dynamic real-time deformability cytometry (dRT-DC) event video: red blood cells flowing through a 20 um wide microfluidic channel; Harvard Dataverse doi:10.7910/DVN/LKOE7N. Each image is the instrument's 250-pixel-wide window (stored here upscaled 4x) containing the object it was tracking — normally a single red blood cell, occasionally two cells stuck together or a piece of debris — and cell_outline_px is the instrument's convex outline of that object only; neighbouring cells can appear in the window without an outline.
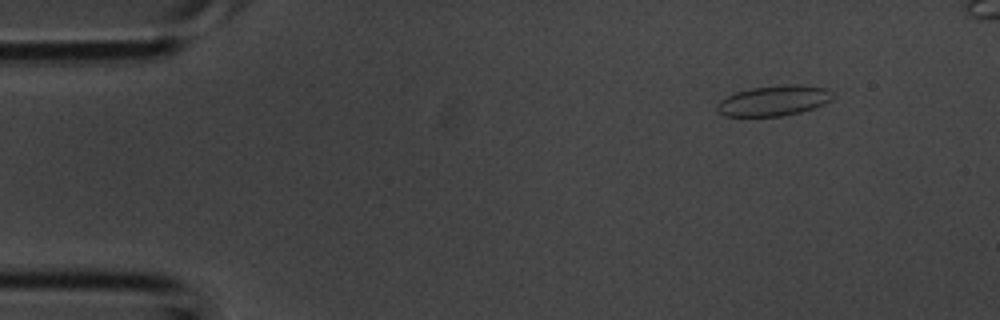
{"species": "common noctule bat (a hibernating species)", "species_latin": "Nyctalus noctula", "temperature_condition": "room temperature", "stored_images_in_passage": 38, "camera_frame_rate_fps": 3000, "um_per_image_px": 0.085, "animal": {"sex": "male", "body_mass_g": 20.1, "forearm_length_mm": 53.5}, "frame": {"image": 1, "passage_image": 5, "time_ms": 1.333, "image_size_px": [1000, 320], "cell_outline_px": [[832, 96], [824, 104], [800, 112], [780, 116], [724, 116], [716, 108], [716, 104], [720, 100], [736, 92], [752, 88], [788, 84], [800, 84], [828, 88], [832, 92]], "centroid_in_image_um": [65.77, 8.55], "position_along_channel_um": 19.2, "area_um2": 20.29}}
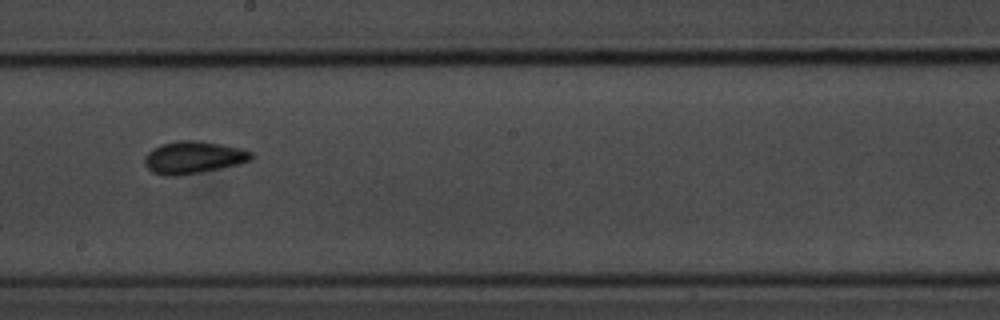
{"frame": {"image": 2, "passage_image": 22, "time_ms": 7.0, "image_size_px": [1000, 320], "cell_outline_px": [[252, 160], [240, 164], [180, 176], [164, 176], [152, 172], [144, 164], [144, 156], [152, 148], [160, 144], [176, 140], [200, 140], [240, 148], [252, 152]], "centroid_in_image_um": [16.4, 13.38], "position_along_channel_um": 231.8, "area_um2": 20.35}}
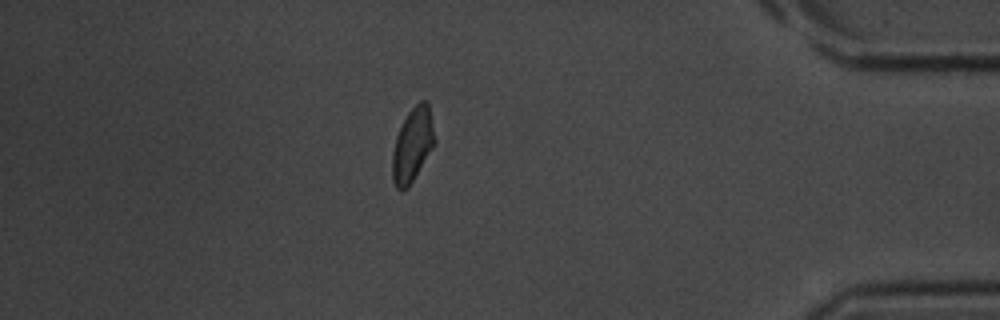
{"frame": {"image": 3, "passage_image": 34, "time_ms": 11.0, "image_size_px": [1000, 320], "cell_outline_px": [[436, 144], [408, 188], [400, 192], [396, 188], [392, 180], [392, 152], [396, 136], [408, 112], [420, 100], [428, 100], [436, 140]], "centroid_in_image_um": [35.08, 12.34], "position_along_channel_um": 400.1, "area_um2": 18.55}}